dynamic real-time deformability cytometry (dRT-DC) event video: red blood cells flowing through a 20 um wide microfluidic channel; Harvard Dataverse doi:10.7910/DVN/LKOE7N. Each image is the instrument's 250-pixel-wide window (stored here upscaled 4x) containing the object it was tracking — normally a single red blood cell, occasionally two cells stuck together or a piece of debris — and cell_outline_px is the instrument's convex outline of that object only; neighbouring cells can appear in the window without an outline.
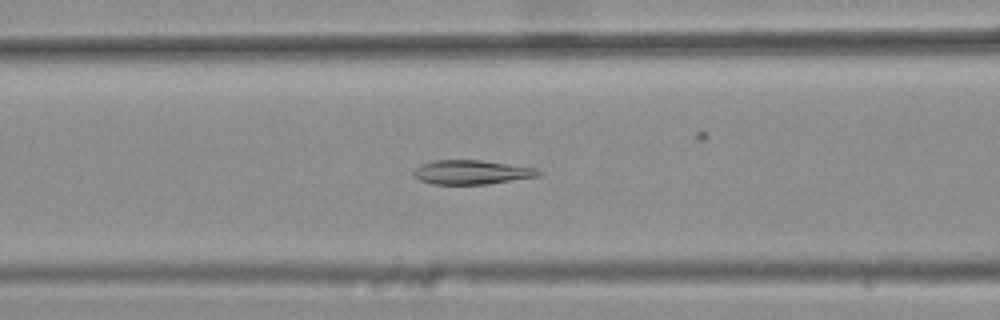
{"species": "common noctule bat (a hibernating species)", "species_latin": "Nyctalus noctula", "temperature_condition": "warm", "stored_images_in_passage": 36, "camera_frame_rate_fps": 3000, "um_per_image_px": 0.085, "animal": {"sex": "female", "body_mass_g": 25.1}, "frame": {"image": 1, "passage_image": 17, "time_ms": 5.333, "image_size_px": [1000, 320], "cell_outline_px": [[540, 176], [488, 184], [432, 184], [420, 180], [412, 172], [420, 164], [432, 160], [480, 160], [536, 168], [540, 172]], "centroid_in_image_um": [40.07, 14.63], "position_along_channel_um": 126.5, "area_um2": 17.51}}
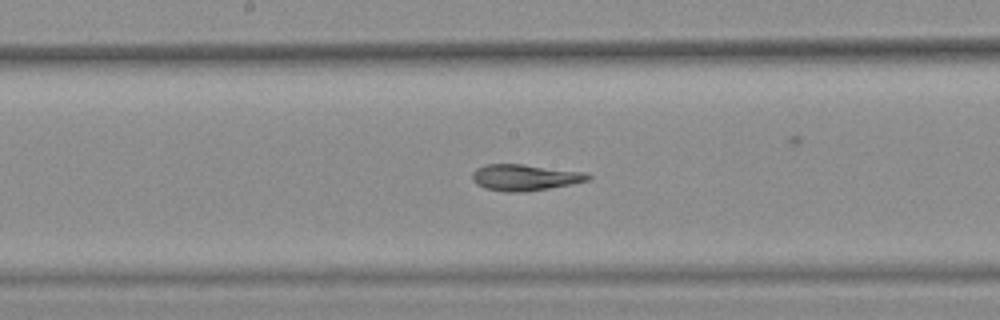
{"frame": {"image": 2, "passage_image": 23, "time_ms": 7.333, "image_size_px": [1000, 320], "cell_outline_px": [[592, 176], [588, 180], [548, 188], [524, 192], [504, 192], [484, 188], [476, 184], [472, 180], [472, 172], [476, 168], [484, 164], [520, 164], [584, 172]], "centroid_in_image_um": [44.53, 15.08], "position_along_channel_um": 203.7, "area_um2": 17.57}}
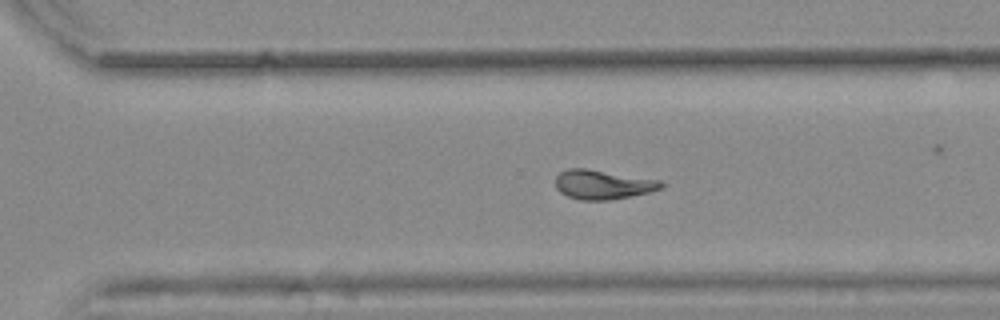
{"frame": {"image": 3, "passage_image": 32, "time_ms": 10.333, "image_size_px": [1000, 320], "cell_outline_px": [[668, 184], [664, 188], [648, 192], [608, 200], [580, 200], [568, 196], [560, 192], [556, 188], [556, 176], [560, 172], [568, 168], [588, 168], [660, 180]], "centroid_in_image_um": [51.26, 15.67], "position_along_channel_um": 319.3, "area_um2": 18.15}, "authors_computed_cell_mechanics": {"area_um2": 18.1492, "velocity_mm_per_s": 3.8669, "shape_relaxation_time_tau1_ms": null, "shape_relaxation_time_tau2_ms": 1.9836, "deformation_change_tau1": null, "deformation_change_tau2": 0.0683}}